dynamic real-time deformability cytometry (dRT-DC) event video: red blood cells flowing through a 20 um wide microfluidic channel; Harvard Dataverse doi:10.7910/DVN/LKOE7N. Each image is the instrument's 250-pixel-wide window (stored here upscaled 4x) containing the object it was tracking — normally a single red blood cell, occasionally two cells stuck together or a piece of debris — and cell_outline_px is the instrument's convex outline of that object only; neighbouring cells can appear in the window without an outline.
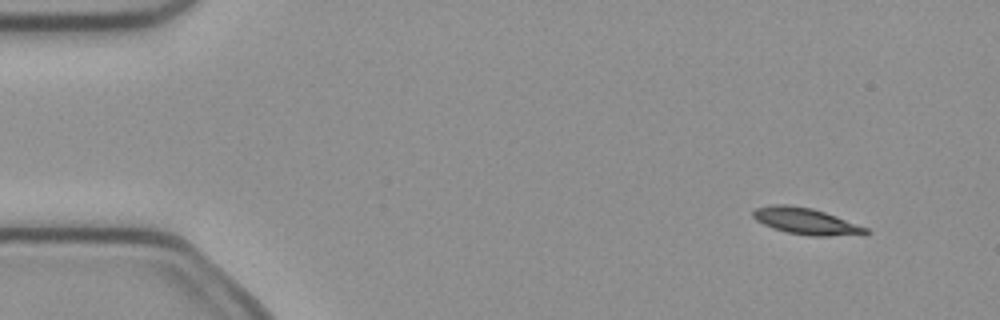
{"species": "common noctule bat (a hibernating species)", "species_latin": "Nyctalus noctula", "temperature_condition": "cold", "stored_images_in_passage": 5, "camera_frame_rate_fps": 3000, "um_per_image_px": 0.085, "animal": {"sex": "female", "body_mass_g": 21.9}, "frame": {"image": 1, "passage_image": 2, "time_ms": 0.333, "image_size_px": [1000, 320], "cell_outline_px": [[872, 232], [864, 236], [808, 236], [788, 232], [772, 228], [756, 220], [752, 216], [752, 212], [756, 208], [772, 204], [788, 204], [812, 208], [836, 216], [868, 228]], "centroid_in_image_um": [68.57, 18.82], "position_along_channel_um": 16.4, "area_um2": 17.69}}